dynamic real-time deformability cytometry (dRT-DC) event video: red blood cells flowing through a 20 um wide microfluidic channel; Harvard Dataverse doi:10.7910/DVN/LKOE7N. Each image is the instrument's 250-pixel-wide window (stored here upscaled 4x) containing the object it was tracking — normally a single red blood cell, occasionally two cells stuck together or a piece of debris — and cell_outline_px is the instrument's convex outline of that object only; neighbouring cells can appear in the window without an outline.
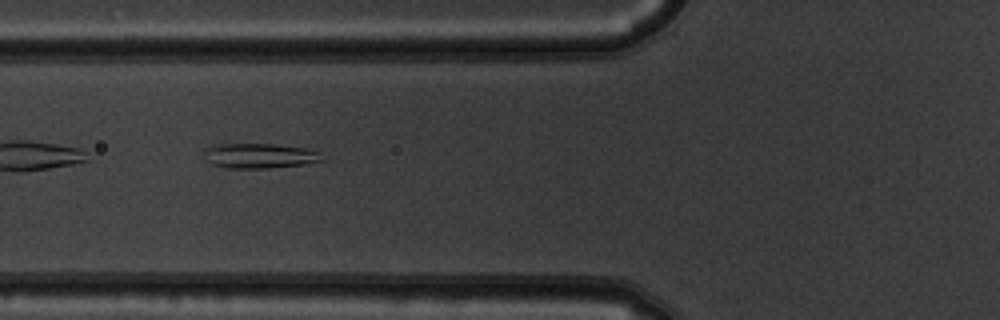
{"species": "common noctule bat (a hibernating species)", "species_latin": "Nyctalus noctula", "temperature_condition": "warm", "stored_images_in_passage": 8, "camera_frame_rate_fps": 3000, "um_per_image_px": 0.085, "animal": {"sex": "male", "body_mass_g": 19.5, "forearm_length_mm": 54.6}, "frame": {"image": 1, "passage_image": 6, "time_ms": 1.667, "image_size_px": [1000, 320], "cell_outline_px": [[324, 160], [304, 164], [268, 168], [228, 168], [212, 164], [208, 160], [204, 152], [204, 148], [212, 144], [272, 144], [308, 148], [320, 152]], "centroid_in_image_um": [22.07, 13.23], "position_along_channel_um": 103.7, "area_um2": 17.17}}